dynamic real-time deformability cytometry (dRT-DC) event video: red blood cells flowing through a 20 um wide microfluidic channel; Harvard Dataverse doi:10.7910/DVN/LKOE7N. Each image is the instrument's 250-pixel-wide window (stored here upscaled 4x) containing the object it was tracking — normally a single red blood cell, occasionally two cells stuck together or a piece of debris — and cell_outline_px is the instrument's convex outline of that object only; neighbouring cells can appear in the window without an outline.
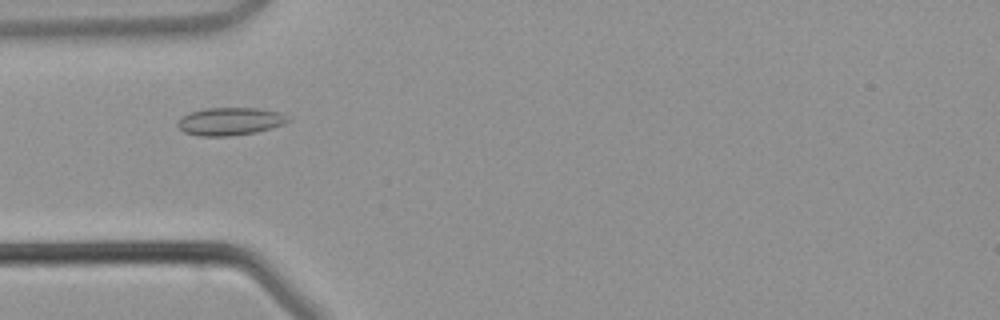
{"species": "common noctule bat (a hibernating species)", "species_latin": "Nyctalus noctula", "temperature_condition": "warm", "stored_images_in_passage": 2, "camera_frame_rate_fps": 3000, "um_per_image_px": 0.085, "animal": {"sex": "male", "body_mass_g": 21.5, "forearm_length_mm": 52.0}, "frame": {"image": 1, "passage_image": 1, "time_ms": 0.0, "image_size_px": [1000, 320], "cell_outline_px": [[292, 120], [284, 124], [256, 132], [228, 136], [200, 136], [184, 132], [176, 124], [180, 116], [192, 112], [208, 108], [260, 108], [280, 112], [288, 116]], "centroid_in_image_um": [19.57, 10.31], "position_along_channel_um": 65.4, "area_um2": 17.92}}
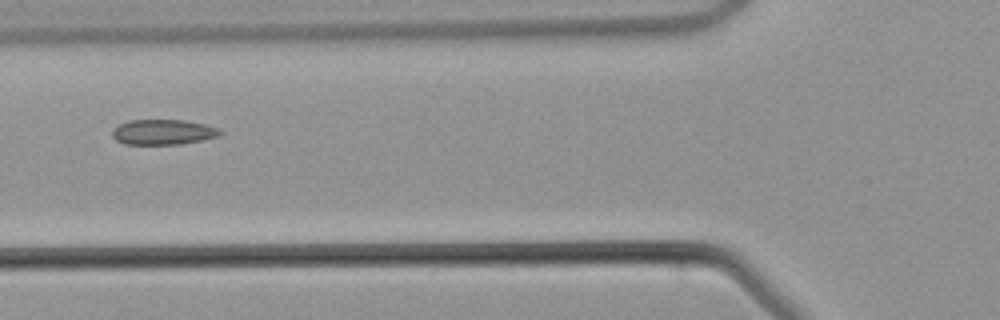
{"frame": {"image": 2, "passage_image": 2, "time_ms": 1.0, "image_size_px": [1000, 320], "cell_outline_px": [[224, 132], [216, 136], [200, 140], [180, 144], [124, 144], [116, 140], [112, 136], [112, 132], [120, 124], [128, 120], [184, 120], [204, 124], [220, 128]], "centroid_in_image_um": [13.87, 11.22], "position_along_channel_um": 111.9, "area_um2": 15.72}}